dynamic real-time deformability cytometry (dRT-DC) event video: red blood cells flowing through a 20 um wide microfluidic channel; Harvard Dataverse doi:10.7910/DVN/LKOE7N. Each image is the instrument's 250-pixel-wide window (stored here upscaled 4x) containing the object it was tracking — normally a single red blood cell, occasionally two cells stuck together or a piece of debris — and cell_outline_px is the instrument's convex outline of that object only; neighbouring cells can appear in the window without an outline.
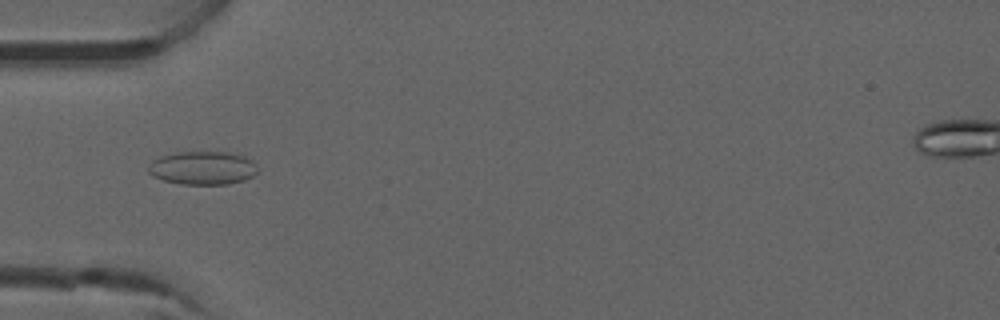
{"species": "common noctule bat (a hibernating species)", "species_latin": "Nyctalus noctula", "temperature_condition": "room temperature", "stored_images_in_passage": 6, "camera_frame_rate_fps": 3000, "um_per_image_px": 0.085, "animal": {"sex": "male", "forearm_length_mm": 52.5}, "frame": {"image": 1, "passage_image": 3, "time_ms": 0.667, "image_size_px": [1000, 320], "cell_outline_px": [[256, 172], [252, 176], [244, 180], [228, 184], [180, 184], [164, 180], [152, 176], [148, 172], [148, 164], [152, 160], [160, 156], [176, 152], [228, 152], [244, 156], [256, 168]], "centroid_in_image_um": [17.15, 14.28], "position_along_channel_um": 67.9, "area_um2": 21.1}}
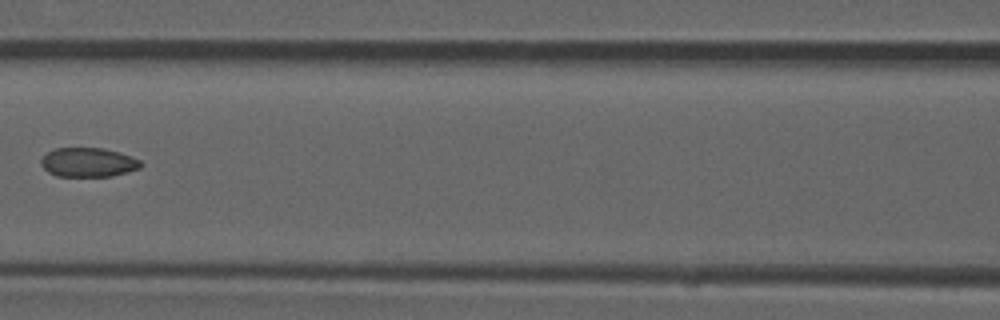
{"frame": {"image": 2, "passage_image": 5, "time_ms": 1.333, "image_size_px": [1000, 320], "cell_outline_px": [[144, 164], [140, 168], [128, 172], [112, 176], [56, 176], [48, 172], [40, 164], [40, 160], [48, 152], [56, 148], [104, 148], [120, 152], [140, 160]], "centroid_in_image_um": [7.52, 13.8], "position_along_channel_um": 159.1, "area_um2": 17.05}}
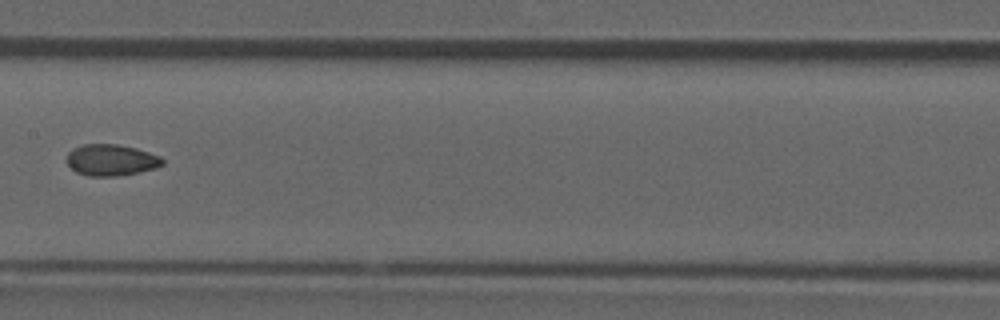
{"frame": {"image": 3, "passage_image": 6, "time_ms": 1.667, "image_size_px": [1000, 320], "cell_outline_px": [[164, 164], [156, 168], [116, 176], [88, 176], [76, 172], [68, 164], [68, 152], [72, 148], [84, 144], [116, 144], [136, 148], [160, 156], [164, 160]], "centroid_in_image_um": [9.45, 13.6], "position_along_channel_um": 198.0, "area_um2": 17.4}}